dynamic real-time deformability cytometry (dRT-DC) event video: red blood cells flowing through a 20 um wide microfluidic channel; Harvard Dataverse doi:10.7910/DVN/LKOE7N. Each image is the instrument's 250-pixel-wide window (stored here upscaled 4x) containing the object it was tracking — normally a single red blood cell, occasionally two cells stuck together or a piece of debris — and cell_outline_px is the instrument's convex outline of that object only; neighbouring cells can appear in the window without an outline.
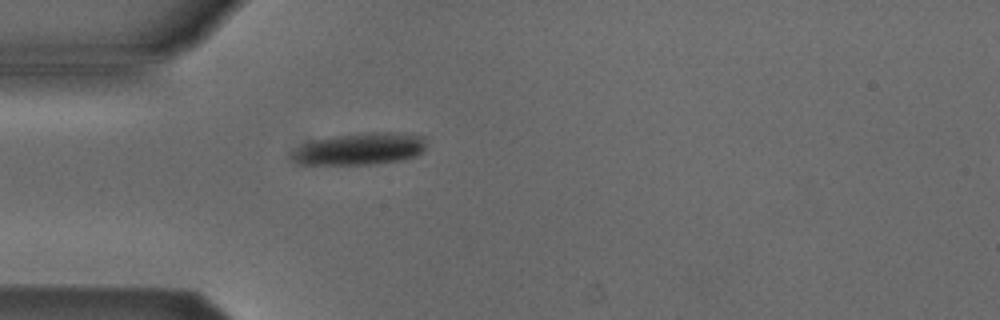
{"species": "Egyptian fruit bat (a non-hibernating species)", "species_latin": "Rousettus aegyptiacus", "temperature_condition": "cold", "stored_images_in_passage": 37, "camera_frame_rate_fps": 3000, "um_per_image_px": 0.085, "animal": {"sex": "male"}, "frame": {"image": 1, "passage_image": 1, "time_ms": 0.0, "image_size_px": [1000, 320], "cell_outline_px": [[428, 144], [424, 152], [416, 156], [404, 160], [376, 164], [300, 164], [292, 156], [296, 148], [300, 144], [312, 140], [336, 136], [372, 132], [396, 132], [424, 136]], "centroid_in_image_um": [30.69, 12.65], "position_along_channel_um": 54.3, "area_um2": 25.2}}
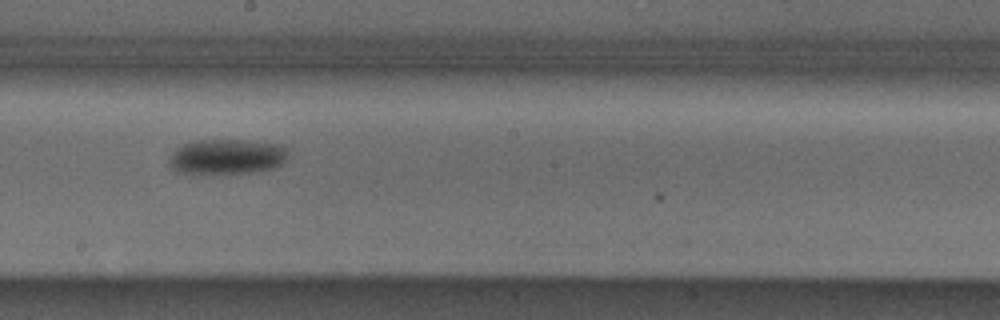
{"frame": {"image": 2, "passage_image": 15, "time_ms": 4.667, "image_size_px": [1000, 320], "cell_outline_px": [[292, 156], [280, 164], [272, 168], [252, 172], [192, 176], [176, 172], [168, 164], [168, 160], [172, 152], [180, 144], [192, 140], [240, 140], [280, 144], [288, 148]], "centroid_in_image_um": [19.23, 13.34], "position_along_channel_um": 229.0, "area_um2": 25.49}}
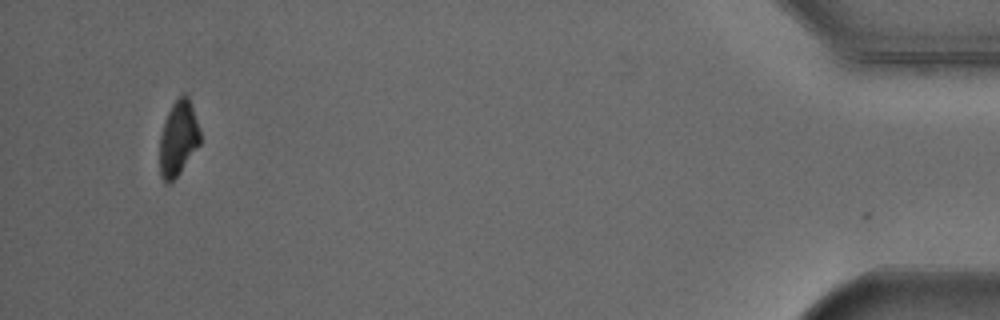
{"frame": {"image": 3, "passage_image": 36, "time_ms": 11.667, "image_size_px": [1000, 320], "cell_outline_px": [[200, 144], [180, 172], [168, 184], [160, 176], [160, 136], [168, 112], [172, 104], [184, 92], [188, 96], [200, 128]], "centroid_in_image_um": [15.16, 11.75], "position_along_channel_um": 420.0, "area_um2": 17.46}, "authors_computed_cell_mechanics": {"area_um2": 23.5824, "velocity_mm_per_s": 3.8824, "shape_relaxation_time_tau1_ms": 1.5153, "shape_relaxation_time_tau2_ms": null, "deformation_change_tau1": 0.0675, "deformation_change_tau2": null}}